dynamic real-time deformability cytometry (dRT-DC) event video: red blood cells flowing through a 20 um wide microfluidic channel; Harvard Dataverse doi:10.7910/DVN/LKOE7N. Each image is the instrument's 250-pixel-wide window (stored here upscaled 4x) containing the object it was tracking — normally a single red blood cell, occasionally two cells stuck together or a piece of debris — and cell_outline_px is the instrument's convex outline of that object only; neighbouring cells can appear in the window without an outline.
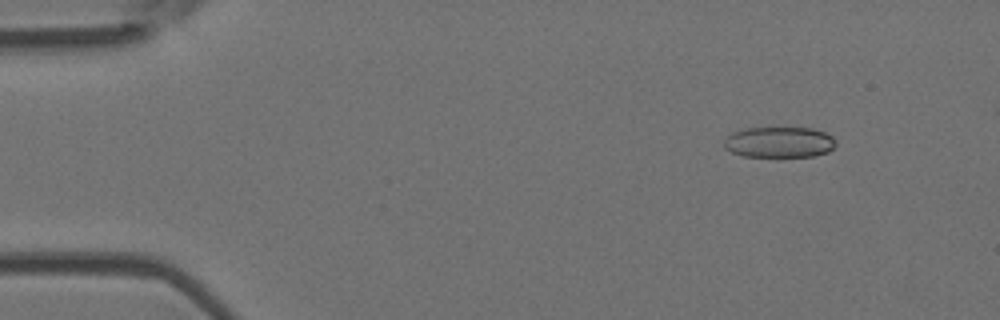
{"species": "Egyptian fruit bat (a non-hibernating species)", "species_latin": "Rousettus aegyptiacus", "temperature_condition": "room temperature", "stored_images_in_passage": 47, "camera_frame_rate_fps": 3000, "um_per_image_px": 0.085, "animal": {"sex": "female"}, "frame": {"image": 1, "passage_image": 6, "time_ms": 1.667, "image_size_px": [1000, 320], "cell_outline_px": [[836, 144], [828, 152], [812, 156], [744, 156], [732, 152], [724, 148], [724, 140], [732, 132], [744, 128], [812, 128], [824, 132], [832, 136], [836, 140]], "centroid_in_image_um": [66.23, 12.08], "position_along_channel_um": 18.8, "area_um2": 20.0}}
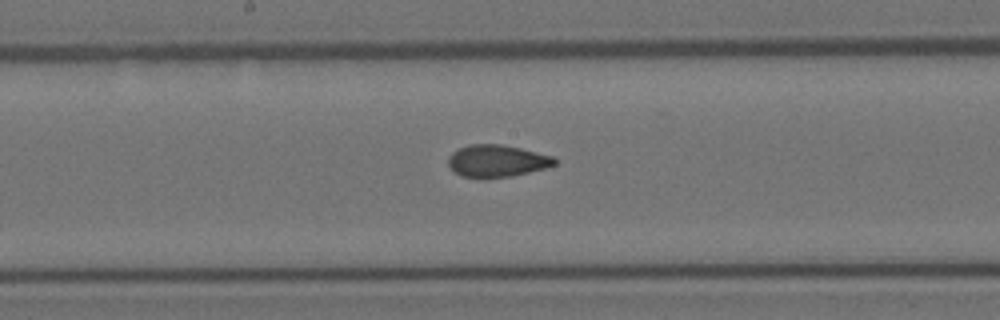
{"frame": {"image": 2, "passage_image": 27, "time_ms": 8.667, "image_size_px": [1000, 320], "cell_outline_px": [[556, 164], [544, 168], [512, 176], [480, 180], [460, 176], [448, 164], [448, 156], [452, 152], [468, 144], [500, 144], [520, 148], [556, 156]], "centroid_in_image_um": [42.22, 13.7], "position_along_channel_um": 206.0, "area_um2": 20.29}}
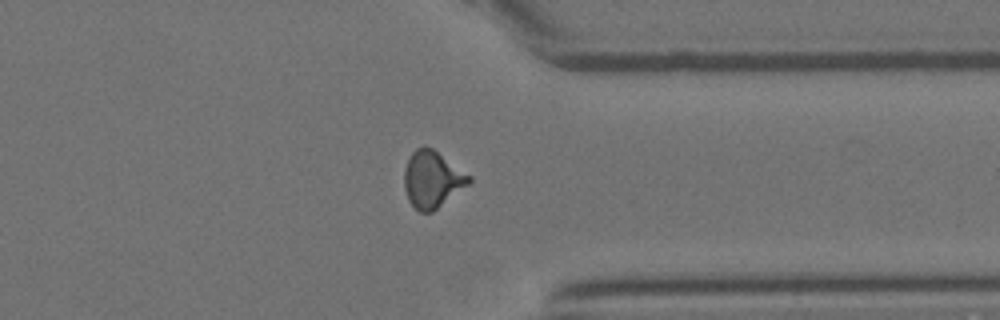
{"frame": {"image": 3, "passage_image": 40, "time_ms": 13.0, "image_size_px": [1000, 320], "cell_outline_px": [[472, 180], [468, 184], [432, 212], [420, 212], [408, 200], [404, 188], [404, 168], [412, 152], [416, 148], [424, 144], [432, 148], [472, 176]], "centroid_in_image_um": [36.72, 15.22], "position_along_channel_um": 374.7, "area_um2": 21.33}}